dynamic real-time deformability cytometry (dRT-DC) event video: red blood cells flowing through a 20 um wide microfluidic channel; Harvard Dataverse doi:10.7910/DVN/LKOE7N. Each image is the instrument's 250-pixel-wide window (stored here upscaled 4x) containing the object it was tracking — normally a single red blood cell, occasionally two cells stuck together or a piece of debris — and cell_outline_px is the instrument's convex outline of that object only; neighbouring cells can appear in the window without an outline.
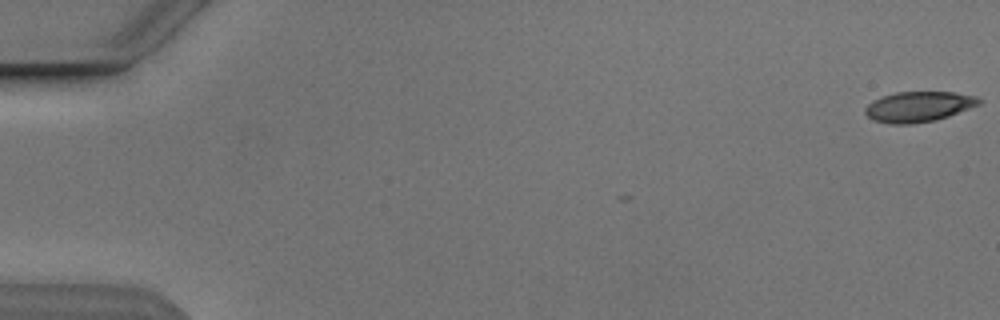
{"species": "Egyptian fruit bat (a non-hibernating species)", "species_latin": "Rousettus aegyptiacus", "temperature_condition": "cold", "stored_images_in_passage": 54, "camera_frame_rate_fps": 3000, "um_per_image_px": 0.085, "animal": {"sex": "male"}, "frame": {"image": 1, "passage_image": 1, "time_ms": 0.0, "image_size_px": [1000, 320], "cell_outline_px": [[984, 100], [980, 104], [948, 116], [936, 120], [912, 124], [892, 124], [872, 120], [864, 112], [864, 108], [872, 100], [880, 96], [896, 92], [952, 92], [976, 96]], "centroid_in_image_um": [78.06, 9.06], "position_along_channel_um": 6.9, "area_um2": 20.29}}
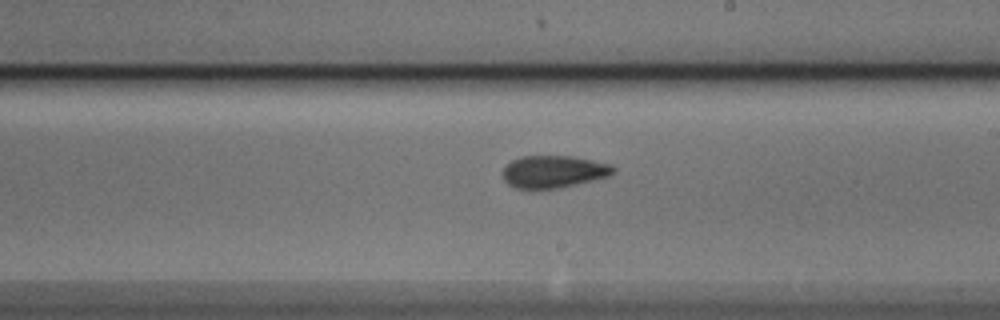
{"frame": {"image": 2, "passage_image": 32, "time_ms": 10.333, "image_size_px": [1000, 320], "cell_outline_px": [[616, 168], [608, 176], [560, 188], [516, 188], [508, 184], [504, 180], [500, 172], [512, 160], [520, 156], [572, 156], [612, 164]], "centroid_in_image_um": [47.02, 14.58], "position_along_channel_um": 242.0, "area_um2": 20.75}}
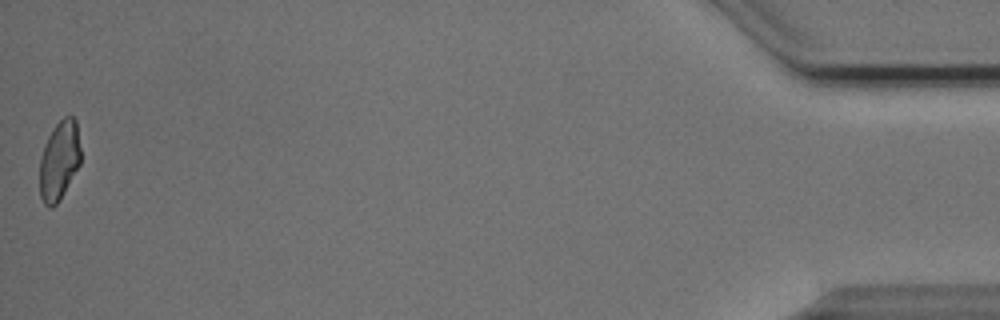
{"frame": {"image": 3, "passage_image": 54, "time_ms": 17.667, "image_size_px": [1000, 320], "cell_outline_px": [[80, 164], [60, 200], [52, 208], [48, 208], [44, 204], [40, 196], [40, 156], [44, 144], [52, 128], [64, 116], [72, 116], [76, 120], [80, 148]], "centroid_in_image_um": [5.03, 13.65], "position_along_channel_um": 430.2, "area_um2": 19.07}, "authors_computed_cell_mechanics": {"area_um2": 20.6346, "velocity_mm_per_s": 3.8457, "shape_relaxation_time_tau1_ms": 9.5254, "shape_relaxation_time_tau2_ms": 2.9006, "deformation_change_tau1": 0.1986, "deformation_change_tau2": 0.0799}}